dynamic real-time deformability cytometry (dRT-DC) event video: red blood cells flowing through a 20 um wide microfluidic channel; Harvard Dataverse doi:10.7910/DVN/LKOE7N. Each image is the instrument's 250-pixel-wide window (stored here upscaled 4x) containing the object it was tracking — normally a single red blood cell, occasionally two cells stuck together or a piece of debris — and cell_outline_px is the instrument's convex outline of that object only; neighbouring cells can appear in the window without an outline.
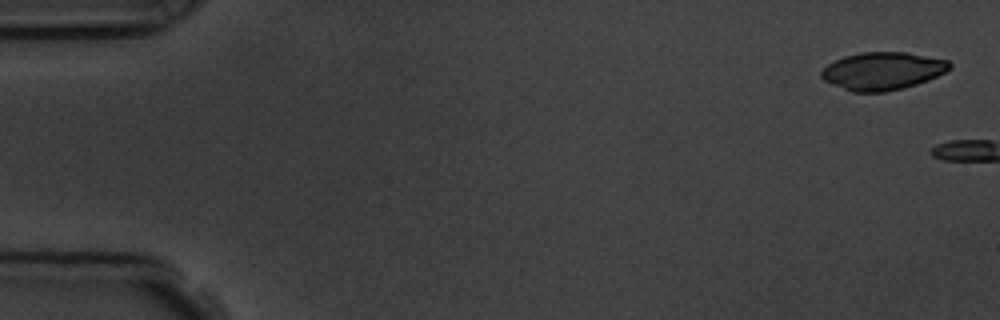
{"species": "common noctule bat (a hibernating species)", "species_latin": "Nyctalus noctula", "temperature_condition": "room temperature", "stored_images_in_passage": 7, "segment_of_instrument_passage": [1, 2], "camera_frame_rate_fps": 3000, "um_per_image_px": 0.085, "animal": {"sex": "male", "body_mass_g": 19.5, "forearm_length_mm": 54.6}, "frame": {"image": 1, "passage_image": 1, "time_ms": 0.0, "image_size_px": [1000, 320], "cell_outline_px": [[952, 68], [928, 80], [904, 88], [884, 92], [852, 92], [832, 84], [824, 80], [820, 76], [820, 72], [828, 64], [844, 56], [860, 52], [904, 52], [948, 60], [952, 64]], "centroid_in_image_um": [75.01, 6.03], "position_along_channel_um": 10.0, "area_um2": 28.15}}